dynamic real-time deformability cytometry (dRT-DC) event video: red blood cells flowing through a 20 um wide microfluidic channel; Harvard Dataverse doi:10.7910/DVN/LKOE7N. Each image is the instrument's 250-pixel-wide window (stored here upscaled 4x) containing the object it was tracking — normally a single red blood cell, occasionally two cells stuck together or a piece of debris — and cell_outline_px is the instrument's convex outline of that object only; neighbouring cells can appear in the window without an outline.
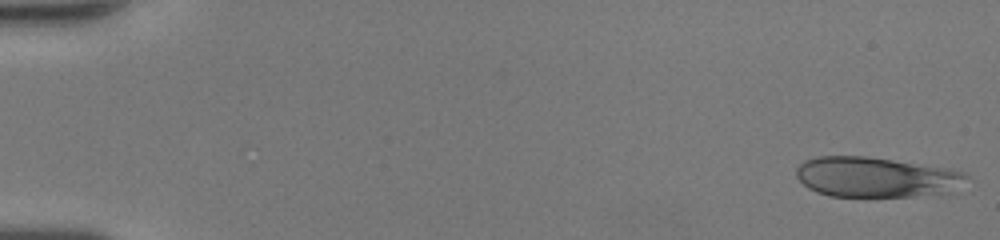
{"species": "human", "species_latin": "Homo sapiens", "temperature_condition": "room temperature", "stored_images_in_passage": 48, "camera_frame_rate_fps": 3000, "um_per_image_px": 0.085, "donor": {"sex": "female"}, "frame": {"image": 1, "passage_image": 1, "time_ms": 0.0, "image_size_px": [1000, 240], "cell_outline_px": [[968, 176], [952, 192], [912, 196], [868, 200], [828, 196], [816, 192], [808, 188], [796, 176], [796, 168], [804, 160], [820, 156], [868, 156], [948, 168], [964, 172]], "centroid_in_image_um": [74.41, 15.1], "position_along_channel_um": 10.6, "area_um2": 40.92}}
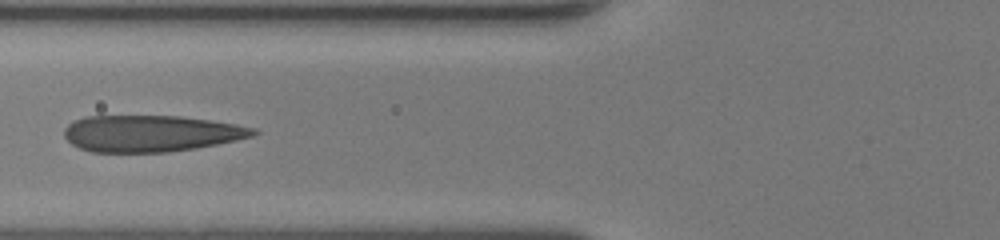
{"frame": {"image": 2, "passage_image": 20, "time_ms": 6.333, "image_size_px": [1000, 240], "cell_outline_px": [[260, 132], [252, 136], [236, 140], [196, 148], [168, 152], [92, 152], [80, 148], [72, 144], [64, 136], [64, 128], [68, 124], [84, 116], [180, 116], [236, 124], [256, 128]], "centroid_in_image_um": [12.82, 11.34], "position_along_channel_um": 113.0, "area_um2": 40.17}}
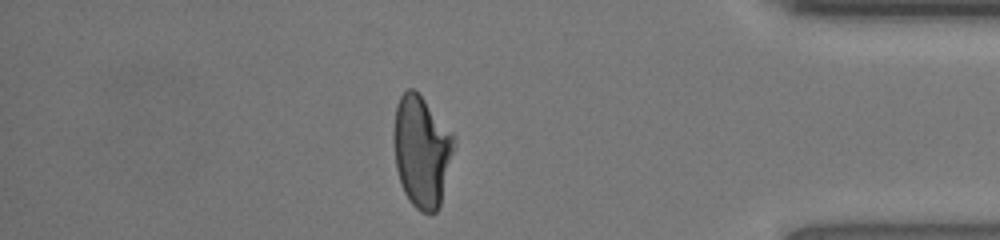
{"frame": {"image": 3, "passage_image": 42, "time_ms": 13.667, "image_size_px": [1000, 240], "cell_outline_px": [[456, 144], [440, 204], [436, 212], [420, 212], [408, 200], [400, 184], [396, 168], [392, 132], [396, 104], [400, 96], [408, 88], [412, 88], [424, 100], [452, 132], [456, 140]], "centroid_in_image_um": [35.83, 12.86], "position_along_channel_um": 399.4, "area_um2": 39.3}, "authors_computed_cell_mechanics": {"area_um2": 40.1132, "velocity_mm_per_s": 4.3073, "shape_relaxation_time_tau1_ms": 6.5625, "shape_relaxation_time_tau2_ms": 0.8067, "deformation_change_tau1": 0.2575, "deformation_change_tau2": 0.0874}}